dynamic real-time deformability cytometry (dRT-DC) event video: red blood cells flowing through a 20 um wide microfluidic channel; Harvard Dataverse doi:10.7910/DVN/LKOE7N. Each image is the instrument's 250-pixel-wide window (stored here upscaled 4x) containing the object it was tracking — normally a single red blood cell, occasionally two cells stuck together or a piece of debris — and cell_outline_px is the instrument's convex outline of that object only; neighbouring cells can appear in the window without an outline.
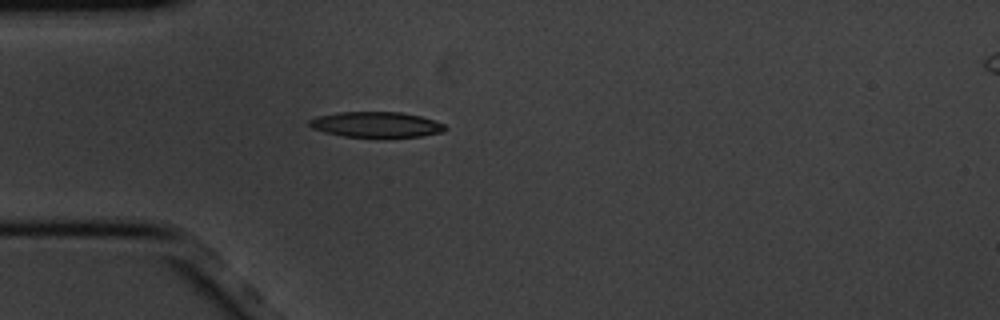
{"species": "common noctule bat (a hibernating species)", "species_latin": "Nyctalus noctula", "temperature_condition": "cold", "stored_images_in_passage": 2, "camera_frame_rate_fps": 3000, "um_per_image_px": 0.085, "animal": {"sex": "male", "body_mass_g": 20.1, "forearm_length_mm": 53.5}, "frame": {"image": 1, "passage_image": 2, "time_ms": 0.333, "image_size_px": [1000, 320], "cell_outline_px": [[448, 128], [444, 132], [420, 136], [344, 136], [324, 132], [312, 128], [308, 124], [308, 120], [316, 116], [336, 112], [400, 112], [420, 116], [444, 124]], "centroid_in_image_um": [31.94, 10.57], "position_along_channel_um": 53.1, "area_um2": 19.94}}